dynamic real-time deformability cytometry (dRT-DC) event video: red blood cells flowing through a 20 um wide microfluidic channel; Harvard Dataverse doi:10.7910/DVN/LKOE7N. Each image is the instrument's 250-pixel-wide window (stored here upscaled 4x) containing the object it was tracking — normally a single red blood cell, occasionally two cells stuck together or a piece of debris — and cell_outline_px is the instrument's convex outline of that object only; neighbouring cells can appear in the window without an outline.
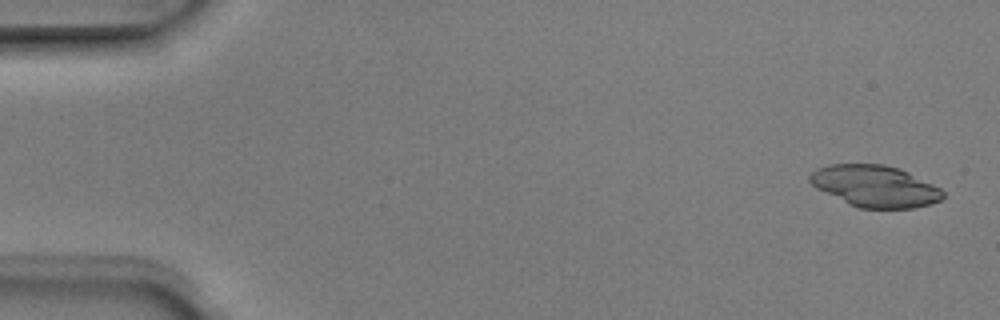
{"species": "Egyptian fruit bat (a non-hibernating species)", "species_latin": "Rousettus aegyptiacus", "temperature_condition": "room temperature", "stored_images_in_passage": 6, "camera_frame_rate_fps": 3000, "um_per_image_px": 0.085, "animal": {"sex": "male"}, "frame": {"image": 1, "passage_image": 1, "time_ms": 0.0, "image_size_px": [1000, 320], "cell_outline_px": [[944, 196], [940, 200], [932, 204], [912, 208], [860, 208], [848, 204], [816, 188], [808, 180], [808, 176], [816, 168], [828, 164], [884, 164], [900, 168], [940, 188], [944, 192]], "centroid_in_image_um": [74.35, 15.82], "position_along_channel_um": 10.6, "area_um2": 32.31}}